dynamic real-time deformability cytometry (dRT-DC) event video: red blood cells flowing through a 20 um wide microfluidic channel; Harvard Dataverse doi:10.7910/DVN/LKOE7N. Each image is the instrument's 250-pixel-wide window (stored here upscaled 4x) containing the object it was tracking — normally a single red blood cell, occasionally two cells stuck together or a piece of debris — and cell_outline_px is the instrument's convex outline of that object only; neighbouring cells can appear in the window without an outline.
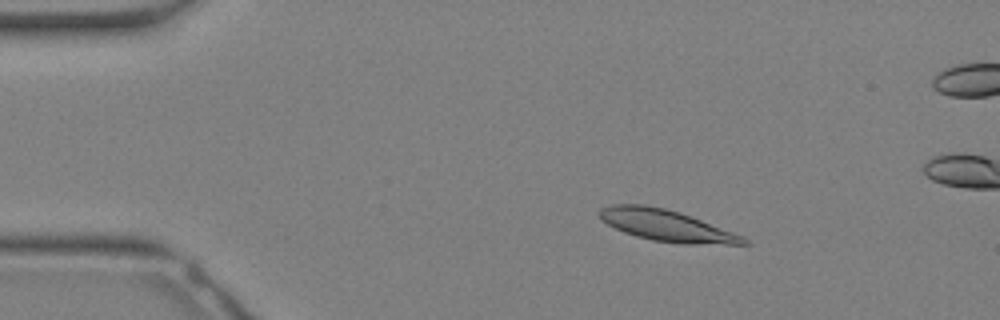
{"species": "Egyptian fruit bat (a non-hibernating species)", "species_latin": "Rousettus aegyptiacus", "temperature_condition": "warm", "stored_images_in_passage": 10, "camera_frame_rate_fps": 3000, "um_per_image_px": 0.085, "animal": {"sex": "female"}, "frame": {"image": 1, "passage_image": 5, "time_ms": 1.333, "image_size_px": [1000, 320], "cell_outline_px": [[752, 244], [684, 244], [652, 240], [636, 236], [624, 232], [600, 220], [600, 208], [612, 204], [644, 204], [664, 208], [680, 212], [744, 236]], "centroid_in_image_um": [56.65, 19.17], "position_along_channel_um": 28.3, "area_um2": 26.3}}